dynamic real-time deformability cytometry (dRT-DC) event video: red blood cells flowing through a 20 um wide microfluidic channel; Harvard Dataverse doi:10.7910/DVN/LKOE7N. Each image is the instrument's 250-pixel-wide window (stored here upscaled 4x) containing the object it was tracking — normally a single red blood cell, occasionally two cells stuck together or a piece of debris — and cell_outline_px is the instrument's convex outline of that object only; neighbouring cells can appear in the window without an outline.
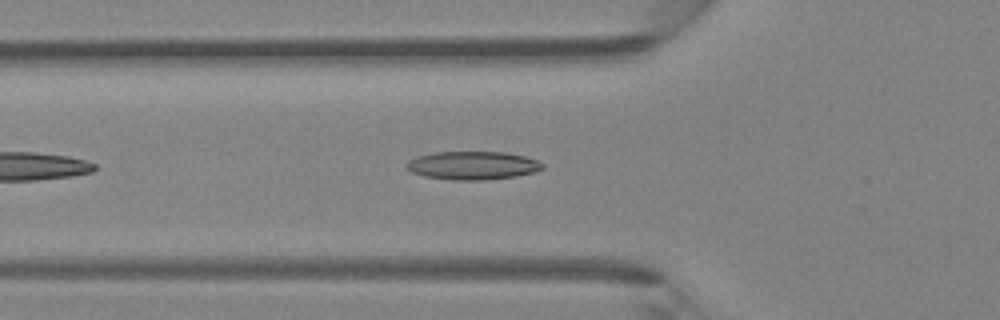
{"species": "Egyptian fruit bat (a non-hibernating species)", "species_latin": "Rousettus aegyptiacus", "temperature_condition": "room temperature", "stored_images_in_passage": 36, "camera_frame_rate_fps": 3000, "um_per_image_px": 0.085, "animal": {"sex": "female"}, "frame": {"image": 1, "passage_image": 6, "time_ms": 1.667, "image_size_px": [1000, 320], "cell_outline_px": [[544, 168], [536, 172], [516, 176], [488, 180], [452, 180], [424, 176], [412, 172], [404, 164], [408, 160], [416, 156], [436, 152], [504, 152], [524, 156], [536, 160], [544, 164]], "centroid_in_image_um": [40.18, 14.07], "position_along_channel_um": 85.6, "area_um2": 22.54}}
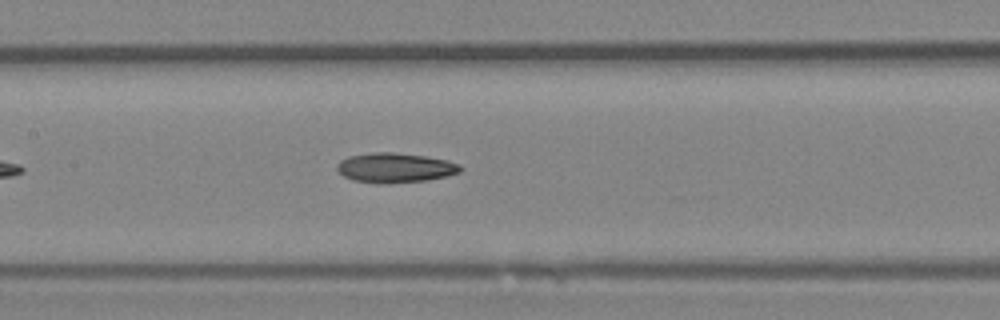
{"frame": {"image": 2, "passage_image": 12, "time_ms": 3.667, "image_size_px": [1000, 320], "cell_outline_px": [[464, 168], [460, 172], [428, 180], [388, 184], [380, 184], [352, 180], [344, 176], [336, 168], [336, 164], [340, 160], [348, 156], [372, 152], [392, 152], [424, 156], [448, 160], [460, 164]], "centroid_in_image_um": [33.57, 14.26], "position_along_channel_um": 173.8, "area_um2": 21.56}}
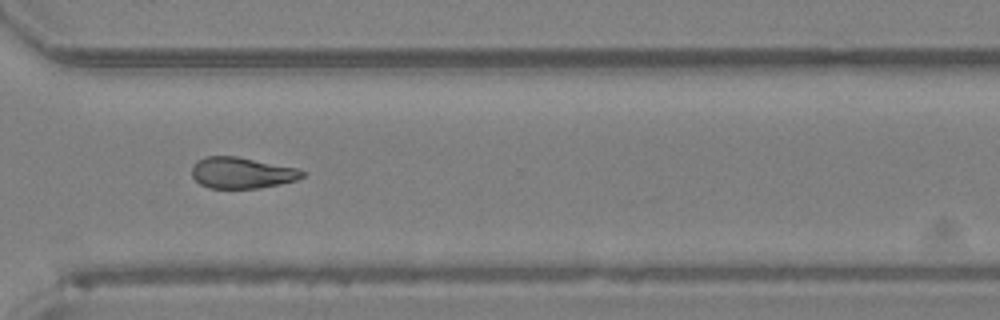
{"frame": {"image": 3, "passage_image": 24, "time_ms": 7.667, "image_size_px": [1000, 320], "cell_outline_px": [[304, 176], [296, 180], [280, 184], [260, 188], [208, 188], [200, 184], [192, 176], [192, 164], [196, 160], [204, 156], [236, 156], [296, 168], [304, 172]], "centroid_in_image_um": [20.5, 14.69], "position_along_channel_um": 350.1, "area_um2": 20.06}}